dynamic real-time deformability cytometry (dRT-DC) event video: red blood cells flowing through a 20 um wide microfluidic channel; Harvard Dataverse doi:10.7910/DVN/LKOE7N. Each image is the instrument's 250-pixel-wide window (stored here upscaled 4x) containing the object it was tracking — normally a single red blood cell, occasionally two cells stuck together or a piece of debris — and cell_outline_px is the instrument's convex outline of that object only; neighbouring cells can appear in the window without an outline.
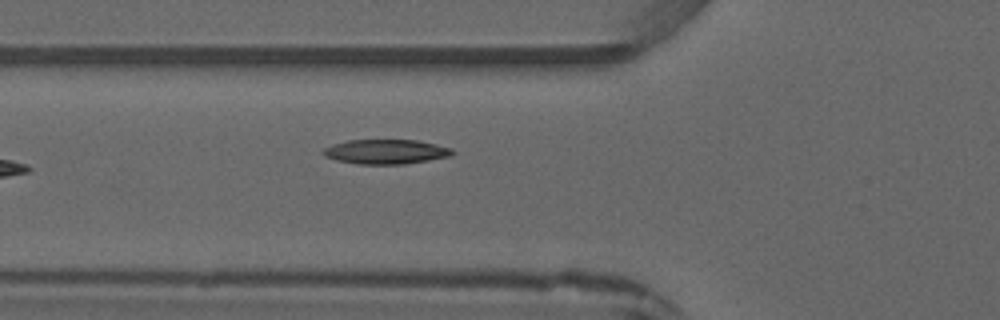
{"species": "common noctule bat (a hibernating species)", "species_latin": "Nyctalus noctula", "temperature_condition": "warm", "stored_images_in_passage": 3, "camera_frame_rate_fps": 3000, "um_per_image_px": 0.085, "animal": {"sex": "male", "forearm_length_mm": 52.5}, "frame": {"image": 1, "passage_image": 3, "time_ms": 3.333, "image_size_px": [1000, 320], "cell_outline_px": [[456, 152], [452, 156], [404, 164], [356, 164], [336, 160], [324, 156], [320, 152], [324, 148], [332, 144], [348, 140], [416, 140], [436, 144], [452, 148]], "centroid_in_image_um": [32.79, 12.89], "position_along_channel_um": 93.0, "area_um2": 18.67}}